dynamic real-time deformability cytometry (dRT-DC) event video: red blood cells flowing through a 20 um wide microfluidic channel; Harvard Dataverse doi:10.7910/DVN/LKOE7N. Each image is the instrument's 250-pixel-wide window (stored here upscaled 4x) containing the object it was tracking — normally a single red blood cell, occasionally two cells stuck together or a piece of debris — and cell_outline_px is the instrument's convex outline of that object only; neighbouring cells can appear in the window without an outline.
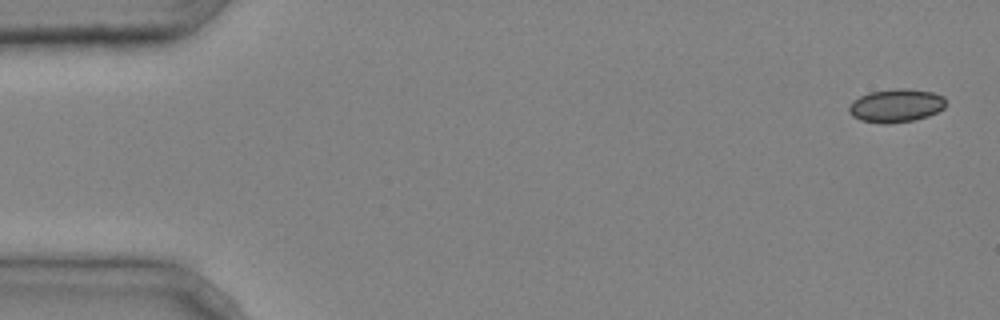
{"species": "common noctule bat (a hibernating species)", "species_latin": "Nyctalus noctula", "temperature_condition": "cold", "stored_images_in_passage": 5, "camera_frame_rate_fps": 3000, "um_per_image_px": 0.085, "animal": {"sex": "male", "body_mass_g": 20.4}, "frame": {"image": 1, "passage_image": 1, "time_ms": 0.0, "image_size_px": [1000, 320], "cell_outline_px": [[944, 108], [928, 116], [912, 120], [888, 124], [884, 124], [860, 120], [852, 116], [848, 112], [848, 108], [852, 100], [868, 92], [900, 88], [904, 88], [932, 92], [944, 96]], "centroid_in_image_um": [76.12, 8.97], "position_along_channel_um": 8.9, "area_um2": 18.79}}
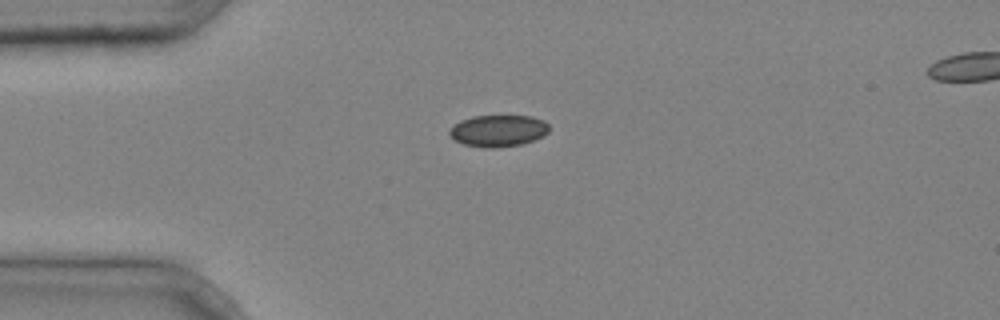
{"frame": {"image": 2, "passage_image": 4, "time_ms": 1.0, "image_size_px": [1000, 320], "cell_outline_px": [[548, 132], [544, 136], [524, 144], [496, 148], [484, 148], [464, 144], [448, 136], [448, 132], [452, 124], [460, 120], [472, 116], [532, 116], [544, 120], [548, 124]], "centroid_in_image_um": [42.33, 11.12], "position_along_channel_um": 42.7, "area_um2": 18.73}}